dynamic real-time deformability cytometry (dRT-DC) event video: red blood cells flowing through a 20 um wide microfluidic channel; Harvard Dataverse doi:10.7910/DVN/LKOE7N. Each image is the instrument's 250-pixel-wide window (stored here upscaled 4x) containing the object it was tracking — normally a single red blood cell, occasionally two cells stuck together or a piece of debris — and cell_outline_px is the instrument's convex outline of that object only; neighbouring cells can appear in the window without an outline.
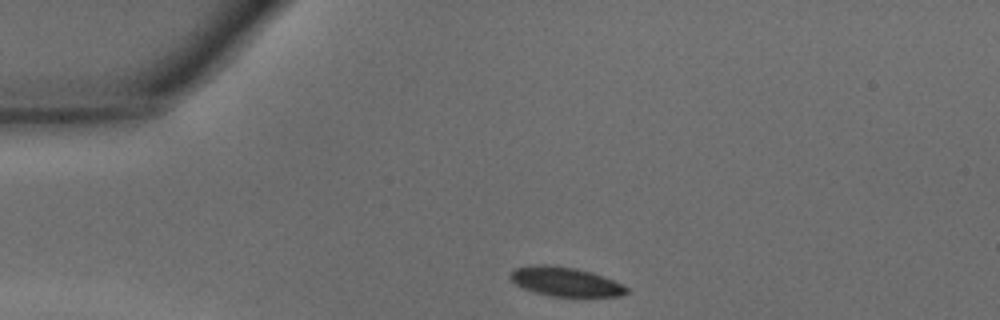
{"species": "common noctule bat (a hibernating species)", "species_latin": "Nyctalus noctula", "temperature_condition": "warm", "stored_images_in_passage": 28, "camera_frame_rate_fps": 3000, "um_per_image_px": 0.085, "animal": {"sex": "male", "body_mass_g": 15.6}, "frame": {"image": 1, "passage_image": 1, "time_ms": 0.0, "image_size_px": [1000, 320], "cell_outline_px": [[628, 292], [620, 296], [552, 296], [536, 292], [524, 288], [516, 284], [508, 276], [512, 268], [536, 264], [548, 264], [576, 268], [592, 272], [604, 276], [624, 284], [628, 288]], "centroid_in_image_um": [48.05, 23.92], "position_along_channel_um": 36.9, "area_um2": 19.88}}
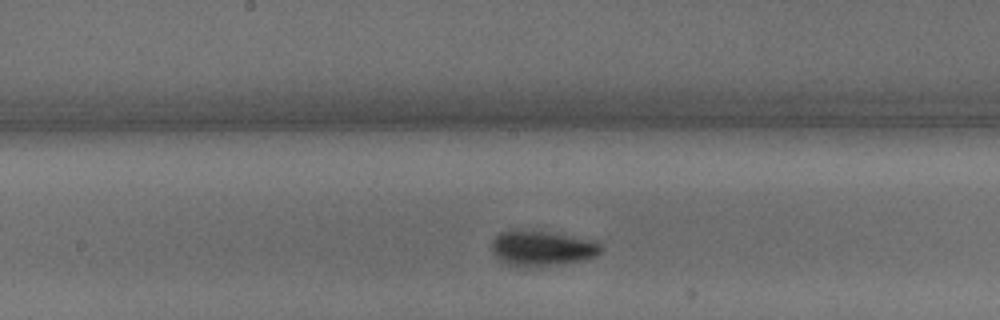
{"frame": {"image": 2, "passage_image": 15, "time_ms": 4.667, "image_size_px": [1000, 320], "cell_outline_px": [[604, 248], [596, 256], [588, 260], [536, 268], [520, 268], [508, 264], [500, 260], [492, 252], [492, 240], [500, 232], [508, 228], [520, 228], [548, 232], [592, 240], [600, 244]], "centroid_in_image_um": [46.04, 21.11], "position_along_channel_um": 202.2, "area_um2": 23.29}}
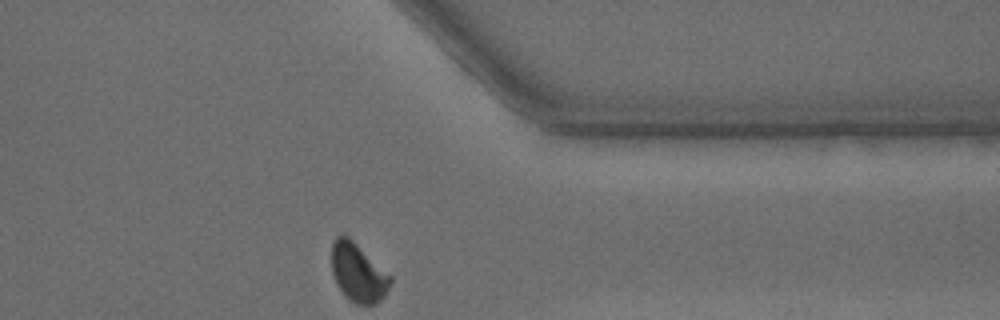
{"frame": {"image": 3, "passage_image": 28, "time_ms": 9.0, "image_size_px": [1000, 320], "cell_outline_px": [[392, 280], [384, 296], [376, 304], [356, 304], [348, 300], [344, 296], [336, 284], [332, 272], [332, 244], [336, 236], [348, 236], [392, 276]], "centroid_in_image_um": [30.43, 23.2], "position_along_channel_um": 381.0, "area_um2": 20.0}, "authors_computed_cell_mechanics": {"area_um2": 21.1548, "velocity_mm_per_s": 4.3179, "shape_relaxation_time_tau1_ms": 1.9916, "shape_relaxation_time_tau2_ms": 1.0232, "deformation_change_tau1": 0.1053, "deformation_change_tau2": 0.0425}}